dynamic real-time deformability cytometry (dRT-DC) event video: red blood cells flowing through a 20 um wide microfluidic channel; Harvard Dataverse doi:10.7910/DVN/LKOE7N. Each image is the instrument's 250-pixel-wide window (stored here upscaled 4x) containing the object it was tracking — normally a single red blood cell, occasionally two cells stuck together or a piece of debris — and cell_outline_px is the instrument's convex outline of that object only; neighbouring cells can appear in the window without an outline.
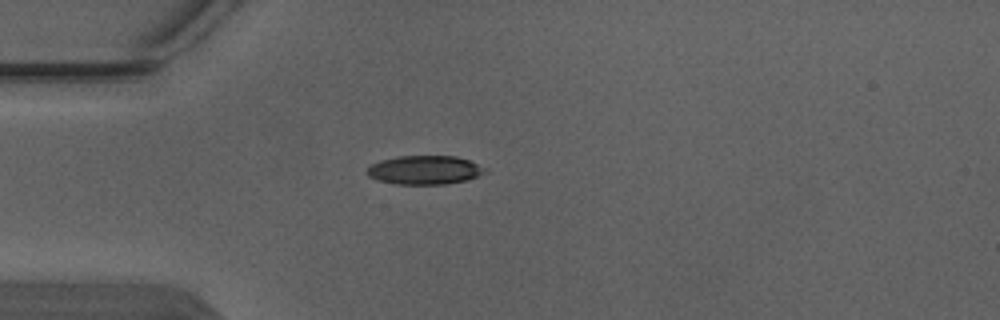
{"species": "Egyptian fruit bat (a non-hibernating species)", "species_latin": "Rousettus aegyptiacus", "temperature_condition": "warm", "stored_images_in_passage": 2, "camera_frame_rate_fps": 3000, "um_per_image_px": 0.085, "animal": {"sex": "male"}, "frame": {"image": 1, "passage_image": 1, "time_ms": 0.0, "image_size_px": [1000, 320], "cell_outline_px": [[488, 172], [468, 180], [444, 184], [396, 184], [376, 180], [368, 176], [364, 172], [372, 164], [380, 160], [400, 156], [456, 156], [468, 160], [488, 168]], "centroid_in_image_um": [36.11, 14.45], "position_along_channel_um": 48.9, "area_um2": 20.0}}